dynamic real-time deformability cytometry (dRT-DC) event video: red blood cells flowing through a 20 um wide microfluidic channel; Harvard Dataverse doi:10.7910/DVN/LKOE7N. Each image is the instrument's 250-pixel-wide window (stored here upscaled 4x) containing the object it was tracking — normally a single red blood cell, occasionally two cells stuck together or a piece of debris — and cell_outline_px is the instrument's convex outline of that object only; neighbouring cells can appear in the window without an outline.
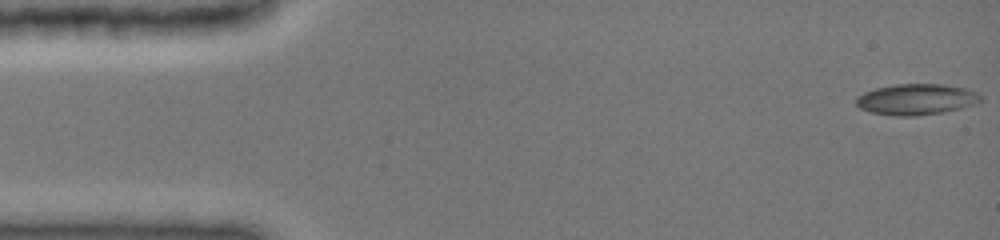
{"species": "common noctule bat (a hibernating species)", "species_latin": "Nyctalus noctula", "temperature_condition": "cold", "stored_images_in_passage": 31, "camera_frame_rate_fps": 3000, "um_per_image_px": 0.085, "animal": {"sex": "female", "body_mass_g": 19.0, "forearm_length_mm": 51.5}, "frame": {"image": 1, "passage_image": 1, "time_ms": 0.0, "image_size_px": [1000, 240], "cell_outline_px": [[984, 100], [980, 104], [940, 112], [916, 116], [896, 116], [872, 112], [860, 108], [856, 104], [856, 96], [864, 92], [876, 88], [896, 84], [944, 84], [968, 88], [980, 92]], "centroid_in_image_um": [77.97, 8.43], "position_along_channel_um": 7.0, "area_um2": 22.77}}
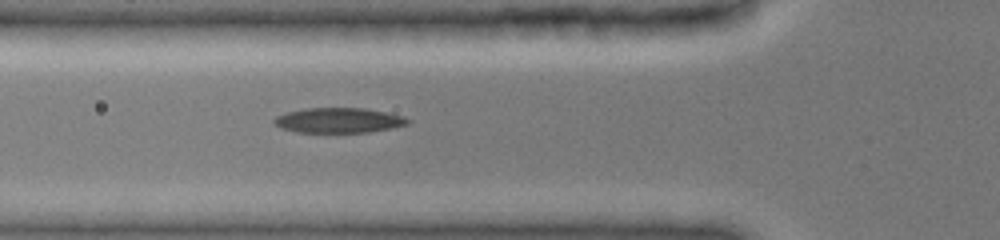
{"frame": {"image": 2, "passage_image": 25, "time_ms": 5.333, "image_size_px": [1000, 240], "cell_outline_px": [[412, 120], [408, 124], [392, 128], [368, 132], [296, 132], [280, 128], [272, 124], [272, 120], [276, 116], [288, 112], [308, 108], [364, 108], [388, 112], [404, 116]], "centroid_in_image_um": [28.8, 10.23], "position_along_channel_um": 97.0, "area_um2": 19.65}}
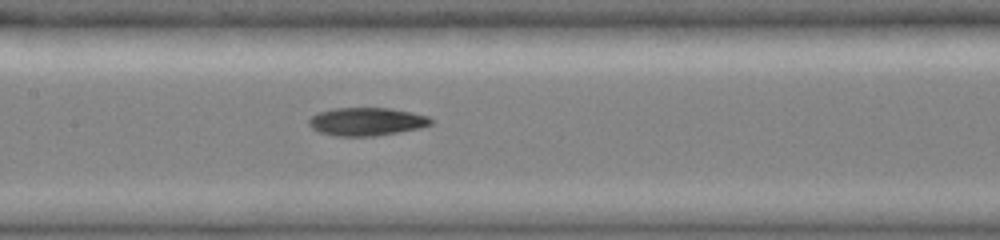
{"frame": {"image": 3, "passage_image": 31, "time_ms": 7.333, "image_size_px": [1000, 240], "cell_outline_px": [[432, 124], [420, 128], [376, 136], [332, 136], [320, 132], [312, 128], [308, 124], [308, 120], [312, 116], [320, 112], [332, 108], [392, 108], [412, 112], [428, 116], [432, 120]], "centroid_in_image_um": [31.16, 10.33], "position_along_channel_um": 176.2, "area_um2": 20.06}}